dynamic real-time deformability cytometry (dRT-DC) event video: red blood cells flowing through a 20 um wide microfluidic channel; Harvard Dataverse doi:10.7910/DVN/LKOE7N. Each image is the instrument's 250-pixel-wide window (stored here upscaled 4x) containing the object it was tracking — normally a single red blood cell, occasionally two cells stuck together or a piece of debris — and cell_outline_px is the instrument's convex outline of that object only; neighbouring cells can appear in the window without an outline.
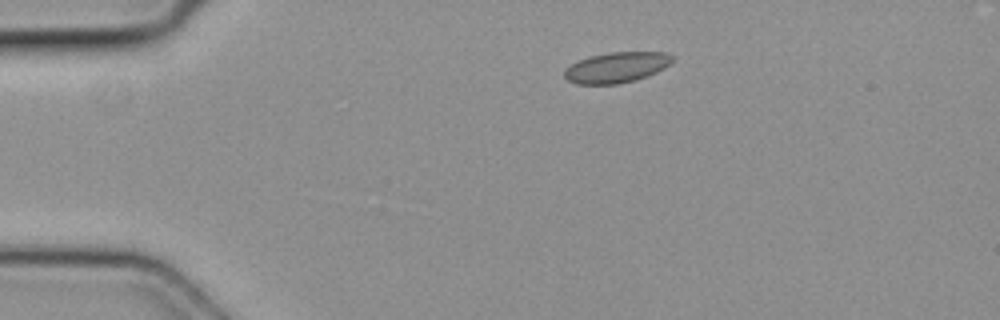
{"species": "common noctule bat (a hibernating species)", "species_latin": "Nyctalus noctula", "temperature_condition": "cold", "stored_images_in_passage": 4, "camera_frame_rate_fps": 3000, "um_per_image_px": 0.085, "animal": {"sex": "female", "body_mass_g": 19.3, "forearm_length_mm": 54.1}, "frame": {"image": 1, "passage_image": 1, "time_ms": 0.0, "image_size_px": [1000, 320], "cell_outline_px": [[672, 60], [664, 68], [656, 72], [636, 80], [616, 84], [576, 84], [568, 80], [564, 76], [564, 72], [572, 64], [588, 56], [608, 52], [664, 52], [672, 56]], "centroid_in_image_um": [52.39, 5.73], "position_along_channel_um": 32.6, "area_um2": 19.02}}
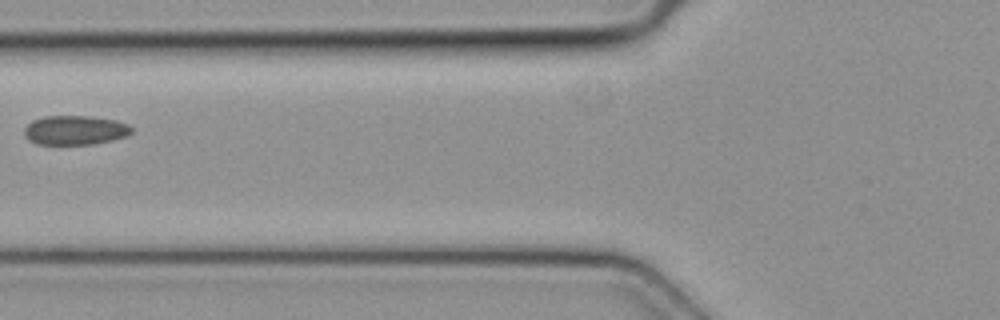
{"frame": {"image": 2, "passage_image": 3, "time_ms": 0.667, "image_size_px": [1000, 320], "cell_outline_px": [[132, 132], [128, 136], [112, 140], [92, 144], [36, 144], [28, 140], [24, 136], [24, 128], [32, 120], [44, 116], [88, 116], [116, 120], [128, 124], [132, 128]], "centroid_in_image_um": [6.37, 11.06], "position_along_channel_um": 119.4, "area_um2": 18.44}}
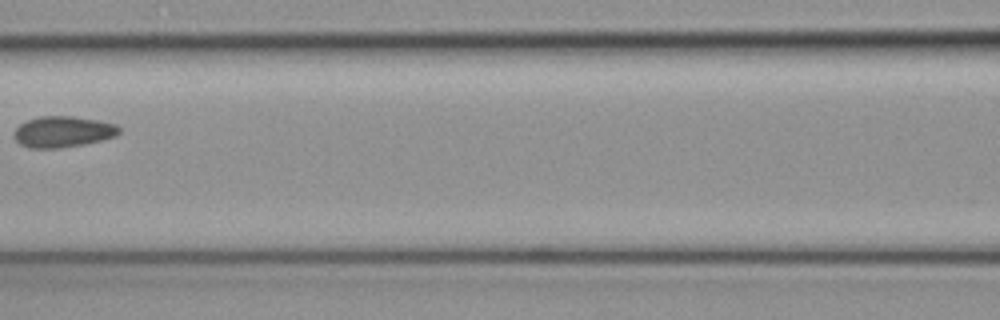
{"frame": {"image": 3, "passage_image": 4, "time_ms": 1.0, "image_size_px": [1000, 320], "cell_outline_px": [[120, 132], [116, 136], [84, 144], [56, 148], [32, 148], [20, 144], [16, 140], [12, 132], [20, 124], [28, 120], [40, 116], [72, 116], [100, 120], [116, 124], [120, 128]], "centroid_in_image_um": [5.35, 11.19], "position_along_channel_um": 161.2, "area_um2": 19.02}}